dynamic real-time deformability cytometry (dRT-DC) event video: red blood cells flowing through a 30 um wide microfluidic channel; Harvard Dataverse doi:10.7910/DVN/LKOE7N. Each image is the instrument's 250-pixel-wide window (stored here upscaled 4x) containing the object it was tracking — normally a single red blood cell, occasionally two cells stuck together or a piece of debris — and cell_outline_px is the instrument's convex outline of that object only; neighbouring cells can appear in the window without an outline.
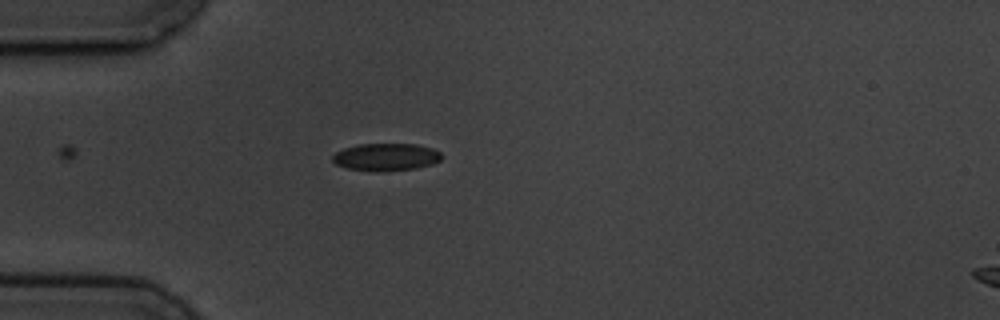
{"species": "common noctule bat (a hibernating species)", "species_latin": "Nyctalus noctula", "temperature_condition": "cold", "stored_images_in_passage": 1, "camera_frame_rate_fps": 3000, "um_per_image_px": 0.085, "animal": {"sex": "male", "body_mass_g": 19.5, "forearm_length_mm": 54.6}, "frame": {"image": 1, "passage_image": 1, "time_ms": 0.0, "image_size_px": [1000, 320], "cell_outline_px": [[444, 156], [440, 160], [432, 164], [416, 168], [380, 172], [348, 168], [336, 164], [332, 160], [332, 156], [336, 152], [344, 148], [356, 144], [416, 144], [432, 148], [440, 152]], "centroid_in_image_um": [32.82, 13.34], "position_along_channel_um": 52.2, "area_um2": 17.51}}